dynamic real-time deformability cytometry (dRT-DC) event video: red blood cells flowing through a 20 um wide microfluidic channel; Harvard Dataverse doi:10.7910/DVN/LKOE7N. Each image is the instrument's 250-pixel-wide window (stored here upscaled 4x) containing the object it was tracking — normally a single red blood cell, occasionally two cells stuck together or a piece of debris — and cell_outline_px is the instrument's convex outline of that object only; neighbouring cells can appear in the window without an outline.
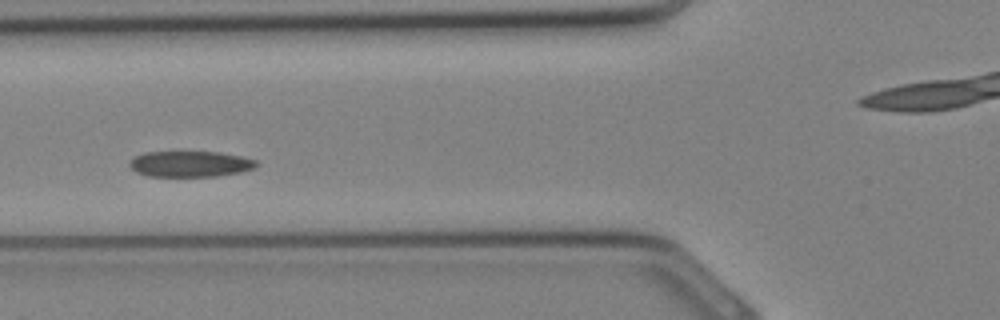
{"species": "Egyptian fruit bat (a non-hibernating species)", "species_latin": "Rousettus aegyptiacus", "temperature_condition": "cold", "stored_images_in_passage": 32, "camera_frame_rate_fps": 3000, "um_per_image_px": 0.085, "animal": {"sex": "female"}, "frame": {"image": 1, "passage_image": 10, "time_ms": 3.0, "image_size_px": [1000, 320], "cell_outline_px": [[260, 164], [256, 168], [240, 172], [220, 176], [148, 176], [136, 172], [128, 164], [132, 156], [144, 152], [180, 148], [220, 152], [240, 156], [256, 160]], "centroid_in_image_um": [16.13, 13.87], "position_along_channel_um": 109.7, "area_um2": 20.4}}
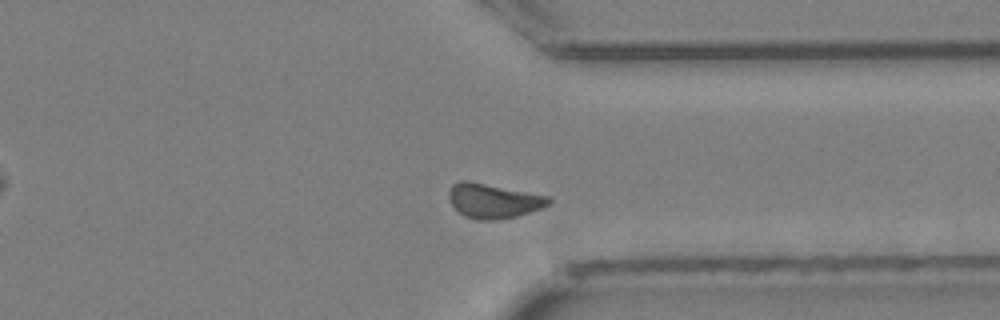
{"frame": {"image": 2, "passage_image": 23, "time_ms": 7.333, "image_size_px": [1000, 320], "cell_outline_px": [[552, 200], [544, 208], [516, 216], [496, 220], [476, 220], [464, 216], [448, 200], [448, 192], [452, 184], [460, 180], [468, 180], [552, 196]], "centroid_in_image_um": [41.96, 17.06], "position_along_channel_um": 369.4, "area_um2": 20.46}}